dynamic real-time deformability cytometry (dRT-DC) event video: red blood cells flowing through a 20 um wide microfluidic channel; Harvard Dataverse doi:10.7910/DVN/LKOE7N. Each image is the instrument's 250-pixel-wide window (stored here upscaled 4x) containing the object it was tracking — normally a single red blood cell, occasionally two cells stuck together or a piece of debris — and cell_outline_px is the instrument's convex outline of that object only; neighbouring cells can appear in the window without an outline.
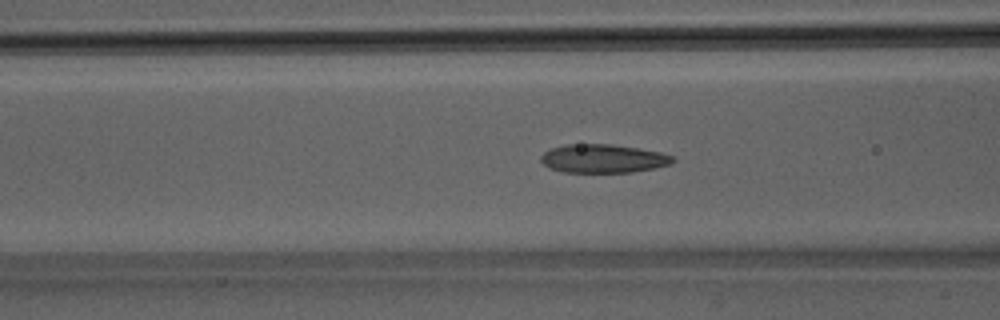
{"species": "Egyptian fruit bat (a non-hibernating species)", "species_latin": "Rousettus aegyptiacus", "temperature_condition": "room temperature", "stored_images_in_passage": 49, "camera_frame_rate_fps": 3000, "um_per_image_px": 0.085, "animal": {"sex": "male"}, "frame": {"image": 1, "passage_image": 19, "time_ms": 6.0, "image_size_px": [1000, 320], "cell_outline_px": [[676, 160], [672, 164], [632, 172], [564, 172], [548, 168], [540, 160], [540, 156], [544, 152], [552, 148], [564, 144], [612, 144], [660, 152], [672, 156]], "centroid_in_image_um": [51.24, 13.48], "position_along_channel_um": 115.4, "area_um2": 21.91}}
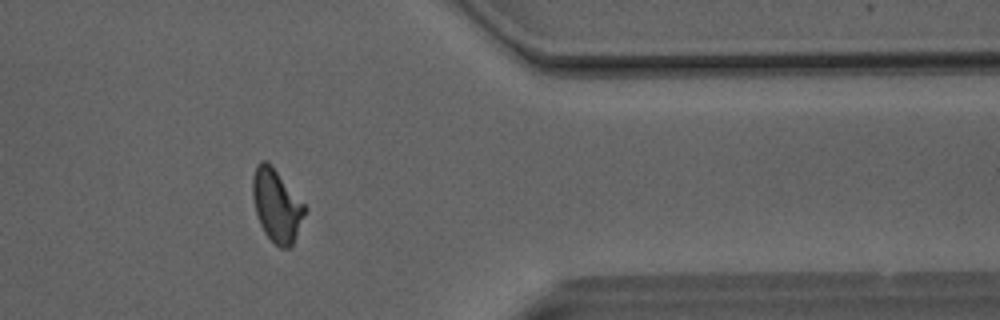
{"frame": {"image": 2, "passage_image": 40, "time_ms": 13.0, "image_size_px": [1000, 320], "cell_outline_px": [[308, 208], [292, 244], [288, 248], [280, 248], [264, 232], [260, 224], [256, 212], [252, 196], [252, 176], [256, 164], [260, 160], [264, 160], [276, 172]], "centroid_in_image_um": [23.5, 17.48], "position_along_channel_um": 387.9, "area_um2": 21.56}}
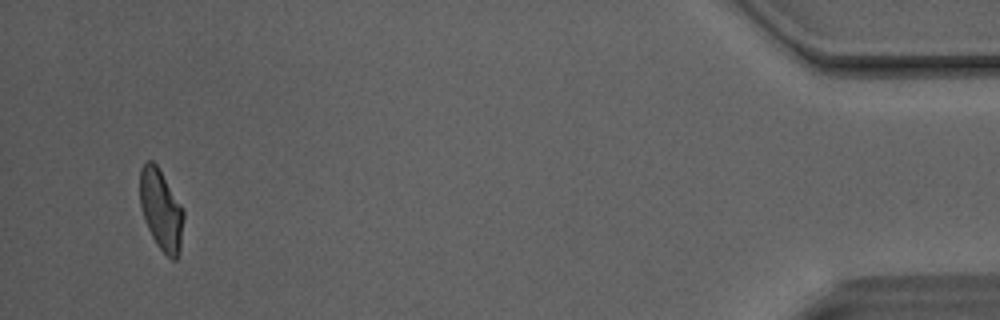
{"frame": {"image": 3, "passage_image": 47, "time_ms": 15.333, "image_size_px": [1000, 320], "cell_outline_px": [[184, 216], [180, 252], [176, 260], [172, 260], [156, 244], [144, 220], [140, 208], [140, 168], [144, 160], [152, 160], [156, 164], [184, 208]], "centroid_in_image_um": [13.69, 17.82], "position_along_channel_um": 421.5, "area_um2": 20.81}, "authors_computed_cell_mechanics": {"area_um2": 21.7328, "velocity_mm_per_s": 4.132, "shape_relaxation_time_tau1_ms": 6.1577, "shape_relaxation_time_tau2_ms": 2.1124, "deformation_change_tau1": 0.1731, "deformation_change_tau2": 0.0915}}